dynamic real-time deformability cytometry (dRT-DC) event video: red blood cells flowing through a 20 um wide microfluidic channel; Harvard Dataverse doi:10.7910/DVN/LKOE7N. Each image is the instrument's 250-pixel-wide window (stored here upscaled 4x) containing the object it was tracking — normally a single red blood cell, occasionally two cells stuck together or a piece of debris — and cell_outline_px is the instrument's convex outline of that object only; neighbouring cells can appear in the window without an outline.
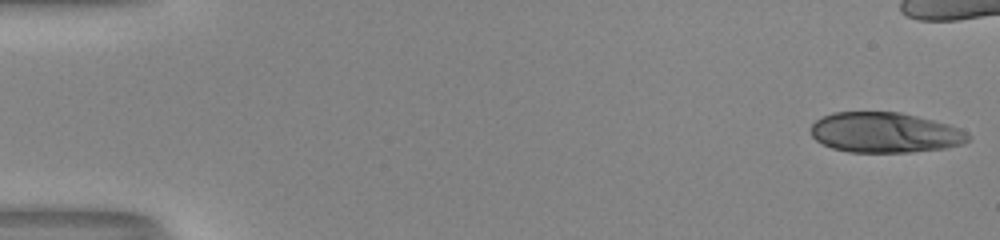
{"species": "human", "species_latin": "Homo sapiens", "temperature_condition": "room temperature", "stored_images_in_passage": 44, "camera_frame_rate_fps": 3000, "um_per_image_px": 0.085, "donor": {"sex": "male"}, "frame": {"image": 1, "passage_image": 1, "time_ms": 0.0, "image_size_px": [1000, 240], "cell_outline_px": [[972, 136], [964, 144], [948, 148], [912, 152], [848, 152], [832, 148], [816, 140], [812, 136], [812, 124], [816, 120], [832, 112], [900, 112], [948, 124], [960, 128], [968, 132]], "centroid_in_image_um": [75.27, 11.27], "position_along_channel_um": 9.7, "area_um2": 37.05}}
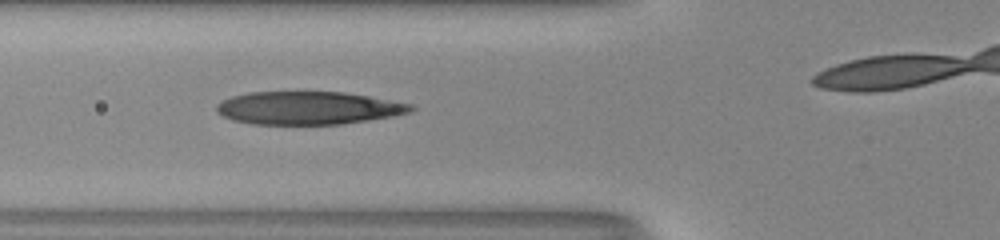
{"frame": {"image": 2, "passage_image": 20, "time_ms": 6.333, "image_size_px": [1000, 240], "cell_outline_px": [[416, 108], [412, 112], [392, 116], [344, 124], [252, 124], [232, 120], [216, 112], [216, 104], [232, 96], [248, 92], [344, 92], [368, 96], [412, 104]], "centroid_in_image_um": [26.21, 9.18], "position_along_channel_um": 99.6, "area_um2": 37.34}}
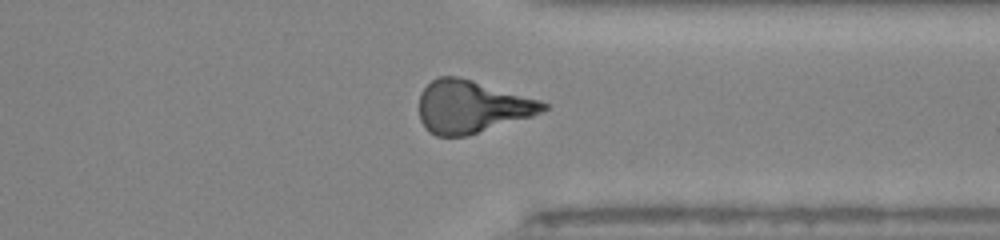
{"frame": {"image": 3, "passage_image": 40, "time_ms": 13.0, "image_size_px": [1000, 240], "cell_outline_px": [[548, 108], [532, 116], [464, 136], [436, 136], [428, 132], [424, 128], [420, 120], [420, 92], [436, 76], [456, 76], [472, 80], [540, 100], [548, 104]], "centroid_in_image_um": [40.05, 9.07], "position_along_channel_um": 371.3, "area_um2": 37.63}}